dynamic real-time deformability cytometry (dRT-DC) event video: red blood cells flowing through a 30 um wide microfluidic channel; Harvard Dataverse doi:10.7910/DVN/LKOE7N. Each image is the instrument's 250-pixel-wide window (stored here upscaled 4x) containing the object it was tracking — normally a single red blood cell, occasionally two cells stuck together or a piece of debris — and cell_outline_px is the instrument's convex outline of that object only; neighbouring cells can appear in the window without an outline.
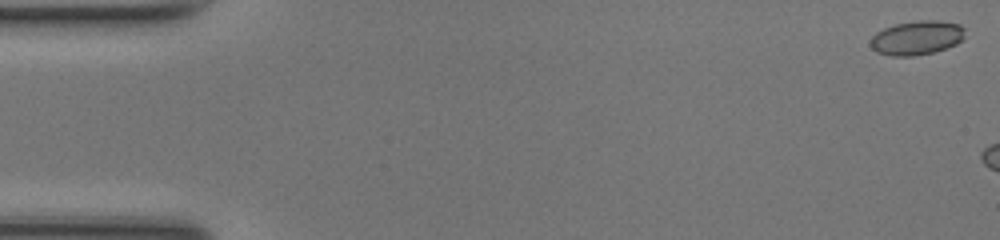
{"species": "common noctule bat (a hibernating species)", "species_latin": "Nyctalus noctula", "temperature_condition": "room temperature", "stored_images_in_passage": 6, "camera_frame_rate_fps": 3000, "um_per_image_px": 0.085, "animal": {"sex": "female", "body_mass_g": 17.0, "forearm_length_mm": 48.0}, "frame": {"image": 1, "passage_image": 1, "time_ms": 0.0, "image_size_px": [1000, 240], "cell_outline_px": [[964, 36], [956, 44], [932, 52], [912, 56], [892, 56], [876, 52], [868, 44], [872, 36], [876, 32], [884, 28], [896, 24], [916, 20], [940, 20], [960, 24], [964, 28]], "centroid_in_image_um": [77.89, 3.2], "position_along_channel_um": 7.1, "area_um2": 18.84}}